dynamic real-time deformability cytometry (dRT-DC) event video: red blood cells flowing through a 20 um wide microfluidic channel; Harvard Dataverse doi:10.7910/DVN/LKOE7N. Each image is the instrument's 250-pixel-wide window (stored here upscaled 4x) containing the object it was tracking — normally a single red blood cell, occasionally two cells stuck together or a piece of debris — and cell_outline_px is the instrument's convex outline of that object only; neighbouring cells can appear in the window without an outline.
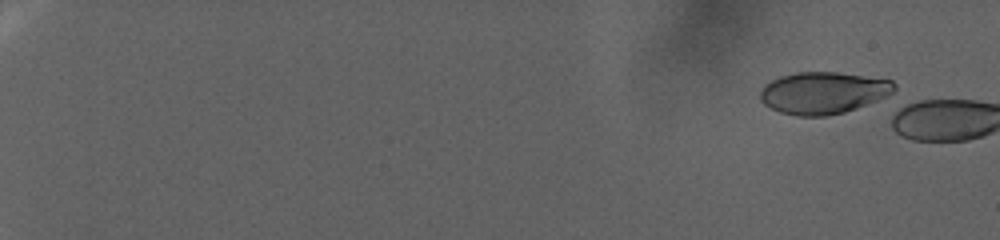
{"species": "human", "species_latin": "Homo sapiens", "temperature_condition": "warm", "stored_images_in_passage": 1, "camera_frame_rate_fps": 3000, "um_per_image_px": 0.085, "donor": {"sex": "female"}, "frame": {"image": 1, "passage_image": 1, "time_ms": 0.0, "image_size_px": [1000, 240], "cell_outline_px": [[896, 88], [892, 92], [868, 104], [844, 112], [828, 116], [796, 116], [780, 112], [764, 104], [760, 100], [760, 92], [764, 84], [780, 76], [796, 72], [836, 72], [892, 80], [896, 84]], "centroid_in_image_um": [69.94, 7.89], "position_along_channel_um": 15.1, "area_um2": 32.66}}